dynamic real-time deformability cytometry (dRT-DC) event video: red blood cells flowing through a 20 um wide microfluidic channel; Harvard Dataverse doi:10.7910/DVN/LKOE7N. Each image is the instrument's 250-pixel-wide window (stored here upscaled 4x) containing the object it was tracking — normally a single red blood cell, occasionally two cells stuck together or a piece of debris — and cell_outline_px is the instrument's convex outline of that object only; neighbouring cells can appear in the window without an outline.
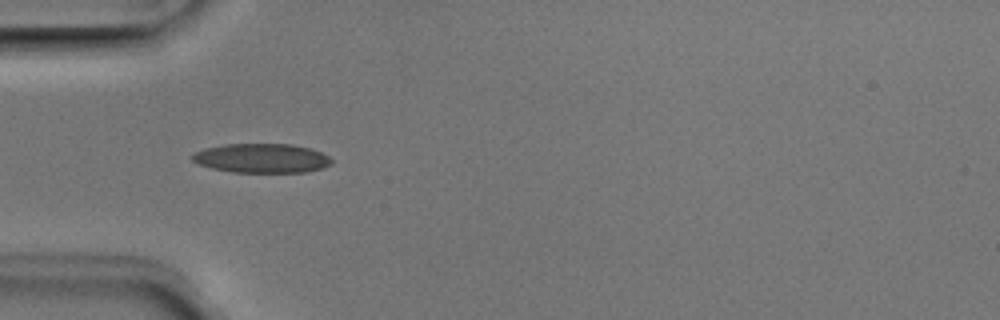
{"species": "Egyptian fruit bat (a non-hibernating species)", "species_latin": "Rousettus aegyptiacus", "temperature_condition": "room temperature", "stored_images_in_passage": 3, "camera_frame_rate_fps": 3000, "um_per_image_px": 0.085, "animal": {"sex": "male"}, "frame": {"image": 1, "passage_image": 2, "time_ms": 0.333, "image_size_px": [1000, 320], "cell_outline_px": [[332, 164], [324, 168], [304, 172], [232, 172], [212, 168], [196, 164], [192, 160], [192, 156], [196, 152], [204, 148], [224, 144], [292, 144], [308, 148], [320, 152], [328, 156], [332, 160]], "centroid_in_image_um": [22.23, 13.45], "position_along_channel_um": 62.8, "area_um2": 23.76}}